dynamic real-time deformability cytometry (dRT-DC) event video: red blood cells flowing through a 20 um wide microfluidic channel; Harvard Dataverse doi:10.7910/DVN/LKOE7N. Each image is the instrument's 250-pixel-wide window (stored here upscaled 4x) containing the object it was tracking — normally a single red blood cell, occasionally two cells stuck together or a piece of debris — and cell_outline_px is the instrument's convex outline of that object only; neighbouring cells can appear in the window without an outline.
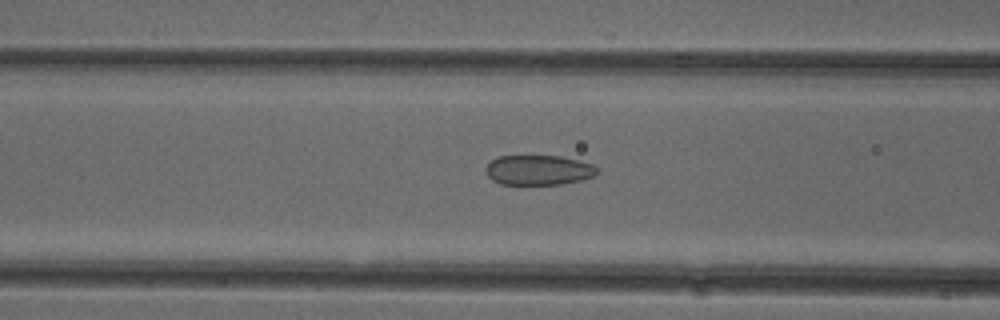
{"species": "common noctule bat (a hibernating species)", "species_latin": "Nyctalus noctula", "temperature_condition": "cold", "stored_images_in_passage": 52, "camera_frame_rate_fps": 3000, "um_per_image_px": 0.085, "animal": {"sex": "female"}, "frame": {"image": 1, "passage_image": 21, "time_ms": 6.667, "image_size_px": [1000, 320], "cell_outline_px": [[596, 176], [580, 180], [560, 184], [500, 184], [492, 180], [488, 176], [484, 168], [496, 156], [560, 156], [580, 160], [592, 164], [596, 168]], "centroid_in_image_um": [45.75, 14.45], "position_along_channel_um": 120.8, "area_um2": 19.42}}
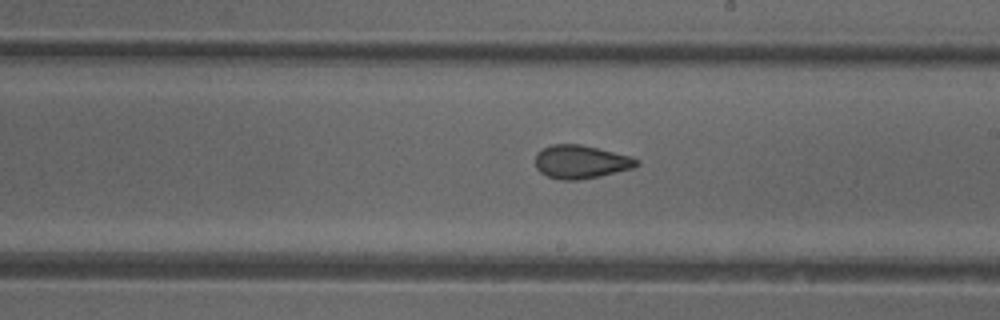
{"frame": {"image": 2, "passage_image": 30, "time_ms": 9.667, "image_size_px": [1000, 320], "cell_outline_px": [[640, 164], [632, 168], [600, 176], [576, 180], [560, 180], [548, 176], [540, 172], [536, 168], [536, 152], [552, 144], [580, 144], [632, 156], [640, 160]], "centroid_in_image_um": [49.38, 13.75], "position_along_channel_um": 239.6, "area_um2": 19.71}}
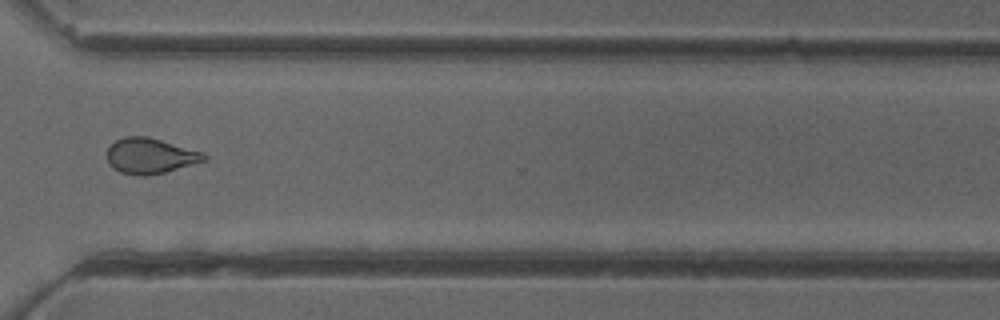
{"frame": {"image": 3, "passage_image": 39, "time_ms": 12.667, "image_size_px": [1000, 320], "cell_outline_px": [[208, 160], [164, 172], [148, 176], [140, 176], [120, 172], [112, 168], [108, 164], [108, 148], [116, 140], [124, 136], [148, 136], [204, 152], [208, 156]], "centroid_in_image_um": [12.79, 13.25], "position_along_channel_um": 357.8, "area_um2": 20.23}, "authors_computed_cell_mechanics": {"area_um2": 20.6346, "velocity_mm_per_s": 3.9509, "shape_relaxation_time_tau1_ms": null, "shape_relaxation_time_tau2_ms": 1.6223, "deformation_change_tau1": null, "deformation_change_tau2": 0.0747}}